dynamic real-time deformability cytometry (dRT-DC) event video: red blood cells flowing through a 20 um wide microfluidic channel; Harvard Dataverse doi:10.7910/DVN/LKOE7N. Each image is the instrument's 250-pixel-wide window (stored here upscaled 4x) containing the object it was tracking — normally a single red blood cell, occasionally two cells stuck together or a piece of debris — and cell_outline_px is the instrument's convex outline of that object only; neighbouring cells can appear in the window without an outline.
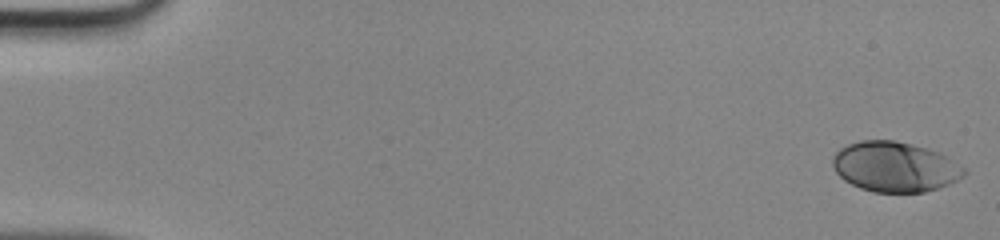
{"species": "human", "species_latin": "Homo sapiens", "temperature_condition": "room temperature", "stored_images_in_passage": 48, "camera_frame_rate_fps": 3000, "um_per_image_px": 0.085, "donor": {"sex": "male"}, "frame": {"image": 1, "passage_image": 1, "time_ms": 0.0, "image_size_px": [1000, 240], "cell_outline_px": [[968, 172], [964, 176], [948, 184], [924, 192], [872, 192], [860, 188], [844, 180], [836, 172], [832, 164], [832, 156], [840, 148], [848, 144], [860, 140], [892, 140], [912, 144], [940, 152], [964, 168]], "centroid_in_image_um": [76.04, 14.17], "position_along_channel_um": 9.0, "area_um2": 38.32}}
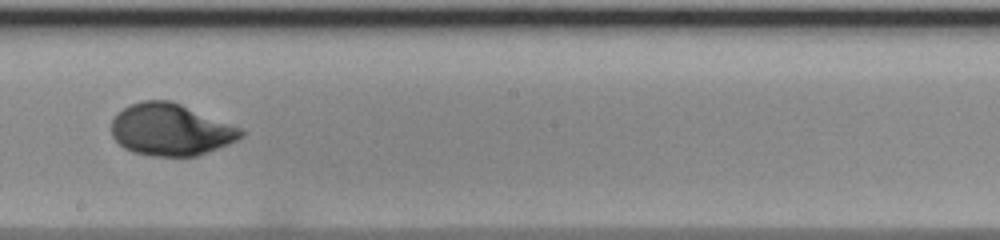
{"frame": {"image": 2, "passage_image": 28, "time_ms": 9.0, "image_size_px": [1000, 240], "cell_outline_px": [[244, 136], [228, 144], [196, 156], [152, 156], [132, 152], [124, 148], [112, 136], [112, 120], [124, 108], [132, 104], [144, 100], [172, 100], [240, 128], [244, 132]], "centroid_in_image_um": [14.5, 11.03], "position_along_channel_um": 233.7, "area_um2": 38.84}}
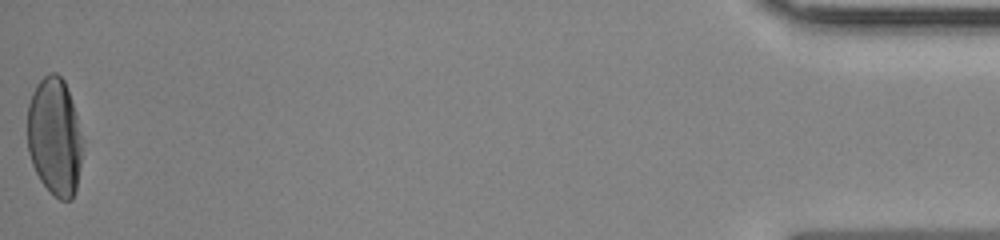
{"frame": {"image": 3, "passage_image": 48, "time_ms": 15.667, "image_size_px": [1000, 240], "cell_outline_px": [[84, 140], [76, 192], [72, 200], [60, 200], [40, 180], [32, 164], [28, 152], [28, 104], [32, 92], [36, 84], [44, 76], [52, 72], [56, 72], [64, 80], [76, 112]], "centroid_in_image_um": [4.66, 11.61], "position_along_channel_um": 430.5, "area_um2": 38.21}}